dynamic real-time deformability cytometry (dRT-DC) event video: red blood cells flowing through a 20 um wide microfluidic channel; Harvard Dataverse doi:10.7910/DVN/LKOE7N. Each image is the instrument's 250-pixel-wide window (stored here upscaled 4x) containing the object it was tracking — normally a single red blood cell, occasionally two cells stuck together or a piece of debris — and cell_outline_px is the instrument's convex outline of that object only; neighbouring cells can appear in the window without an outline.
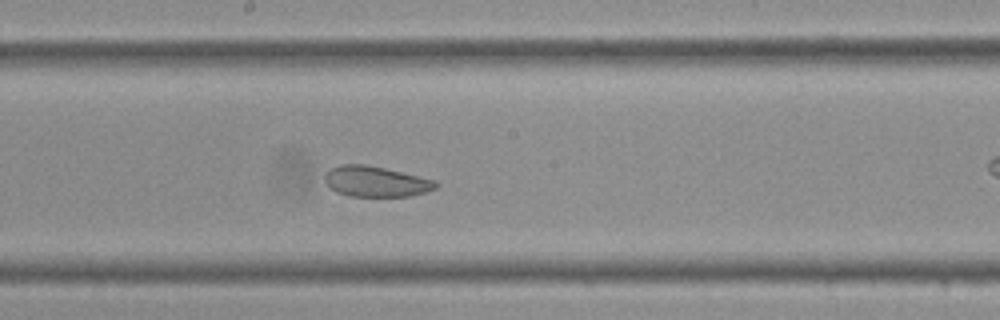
{"species": "Egyptian fruit bat (a non-hibernating species)", "species_latin": "Rousettus aegyptiacus", "temperature_condition": "cold", "stored_images_in_passage": 33, "camera_frame_rate_fps": 3000, "um_per_image_px": 0.085, "frame": {"image": 1, "passage_image": 15, "time_ms": 4.667, "image_size_px": [1000, 320], "cell_outline_px": [[440, 184], [436, 188], [428, 192], [408, 196], [352, 196], [336, 192], [324, 180], [324, 176], [332, 168], [340, 164], [368, 164], [436, 180]], "centroid_in_image_um": [31.99, 15.42], "position_along_channel_um": 216.2, "area_um2": 19.77}}
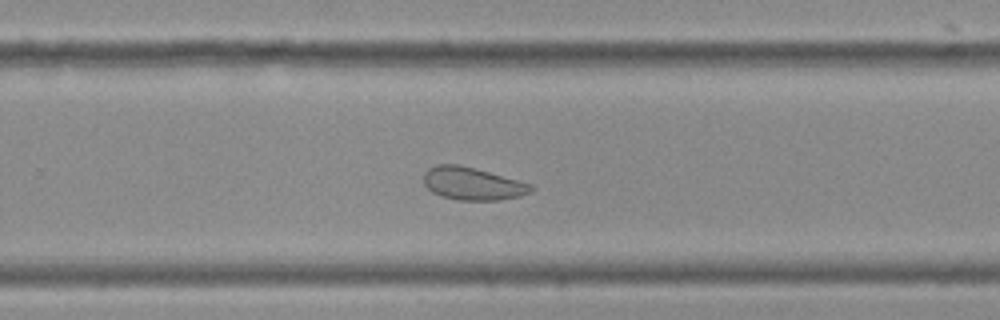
{"frame": {"image": 2, "passage_image": 19, "time_ms": 6.0, "image_size_px": [1000, 320], "cell_outline_px": [[536, 188], [532, 192], [520, 196], [500, 200], [456, 200], [440, 196], [432, 192], [424, 184], [424, 172], [428, 168], [436, 164], [456, 164], [476, 168], [532, 184]], "centroid_in_image_um": [40.17, 15.61], "position_along_channel_um": 289.6, "area_um2": 20.69}}
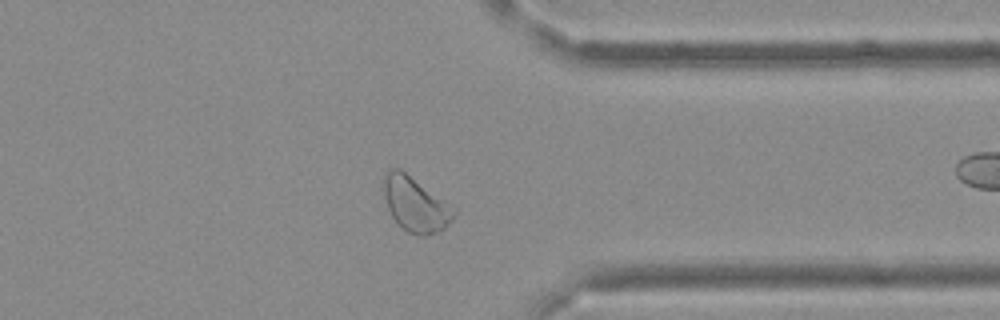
{"frame": {"image": 3, "passage_image": 24, "time_ms": 7.667, "image_size_px": [1000, 320], "cell_outline_px": [[456, 216], [444, 228], [436, 232], [424, 236], [420, 236], [408, 232], [400, 228], [392, 216], [388, 208], [384, 196], [384, 176], [392, 168], [400, 168], [456, 208]], "centroid_in_image_um": [35.33, 17.38], "position_along_channel_um": 376.1, "area_um2": 22.31}}